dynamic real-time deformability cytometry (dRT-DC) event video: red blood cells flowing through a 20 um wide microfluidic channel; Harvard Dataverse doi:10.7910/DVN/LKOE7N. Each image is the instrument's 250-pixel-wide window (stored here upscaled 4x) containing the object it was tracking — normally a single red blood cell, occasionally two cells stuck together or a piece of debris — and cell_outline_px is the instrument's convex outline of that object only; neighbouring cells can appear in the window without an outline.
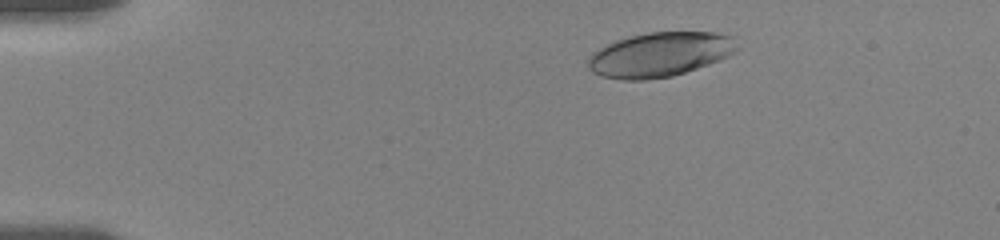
{"species": "human", "species_latin": "Homo sapiens", "temperature_condition": "room temperature", "stored_images_in_passage": 34, "camera_frame_rate_fps": 3000, "um_per_image_px": 0.085, "donor": {"sex": "female"}, "frame": {"image": 1, "passage_image": 1, "time_ms": 0.0, "image_size_px": [1000, 240], "cell_outline_px": [[740, 48], [728, 56], [720, 60], [672, 76], [644, 80], [624, 80], [600, 76], [592, 72], [588, 68], [588, 56], [592, 52], [616, 40], [628, 36], [648, 32], [716, 32], [732, 36]], "centroid_in_image_um": [56.08, 4.63], "position_along_channel_um": 28.9, "area_um2": 38.78}}
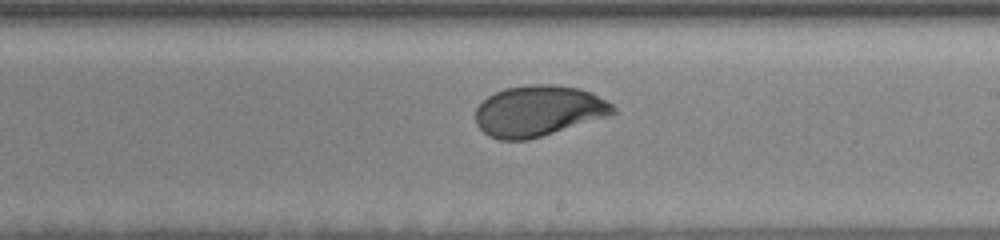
{"frame": {"image": 2, "passage_image": 16, "time_ms": 8.0, "image_size_px": [1000, 240], "cell_outline_px": [[616, 112], [608, 116], [528, 140], [500, 140], [488, 136], [476, 124], [476, 108], [488, 96], [504, 88], [528, 84], [556, 84], [580, 88], [592, 92], [612, 104], [616, 108]], "centroid_in_image_um": [45.77, 9.42], "position_along_channel_um": 243.2, "area_um2": 40.81}}
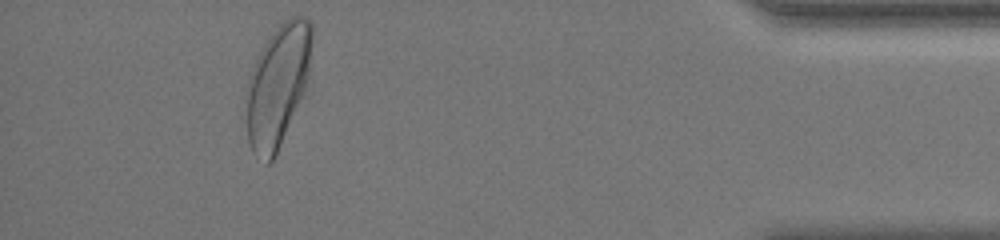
{"frame": {"image": 3, "passage_image": 31, "time_ms": 14.0, "image_size_px": [1000, 240], "cell_outline_px": [[312, 36], [308, 76], [304, 92], [276, 152], [272, 160], [268, 164], [264, 164], [252, 152], [248, 140], [244, 100], [248, 80], [252, 68], [264, 44], [272, 32], [284, 20], [292, 16], [304, 16], [312, 24]], "centroid_in_image_um": [23.57, 7.26], "position_along_channel_um": 411.6, "area_um2": 46.41}, "authors_computed_cell_mechanics": {"area_um2": 40.6334, "velocity_mm_per_s": 3.5983, "shape_relaxation_time_tau1_ms": 2.8487, "shape_relaxation_time_tau2_ms": null, "deformation_change_tau1": 0.1419, "deformation_change_tau2": null}}